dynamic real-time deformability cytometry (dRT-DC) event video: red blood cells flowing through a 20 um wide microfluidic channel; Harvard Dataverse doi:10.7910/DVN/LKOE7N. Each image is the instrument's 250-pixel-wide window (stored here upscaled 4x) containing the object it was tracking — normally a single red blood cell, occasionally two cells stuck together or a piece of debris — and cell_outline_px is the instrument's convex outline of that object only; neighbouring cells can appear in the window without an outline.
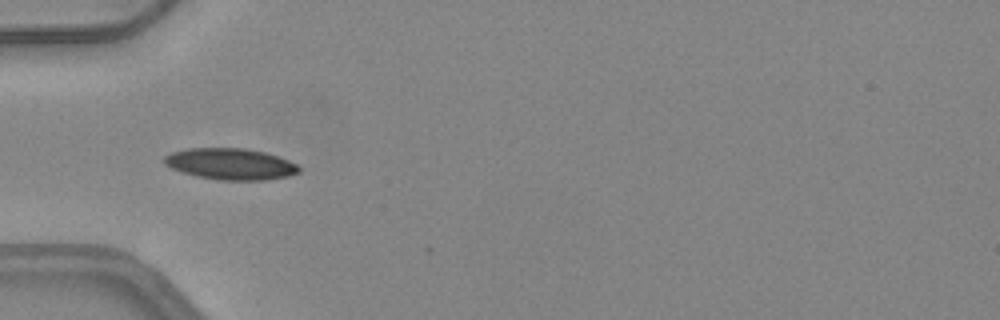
{"species": "common noctule bat (a hibernating species)", "species_latin": "Nyctalus noctula", "temperature_condition": "warm", "stored_images_in_passage": 34, "camera_frame_rate_fps": 3000, "um_per_image_px": 0.085, "animal": {"sex": "female", "body_mass_g": 24.6, "forearm_length_mm": 56.2}, "frame": {"image": 1, "passage_image": 1, "time_ms": 0.0, "image_size_px": [1000, 320], "cell_outline_px": [[300, 172], [288, 176], [268, 180], [220, 180], [196, 176], [172, 168], [164, 164], [164, 156], [172, 152], [188, 148], [244, 148], [264, 152], [288, 160], [296, 164], [300, 168]], "centroid_in_image_um": [19.6, 13.94], "position_along_channel_um": 65.4, "area_um2": 24.51}}
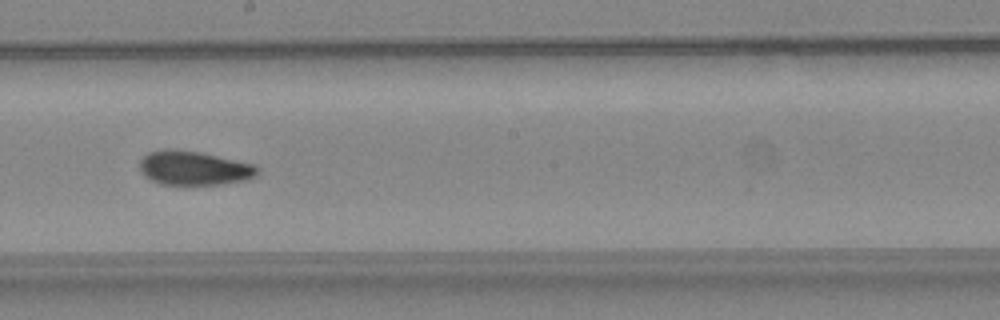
{"frame": {"image": 2, "passage_image": 13, "time_ms": 4.0, "image_size_px": [1000, 320], "cell_outline_px": [[260, 172], [256, 176], [248, 180], [220, 184], [160, 184], [144, 176], [140, 172], [140, 160], [148, 152], [168, 148], [172, 148], [200, 152], [256, 164], [260, 168]], "centroid_in_image_um": [16.52, 14.28], "position_along_channel_um": 231.7, "area_um2": 23.7}}
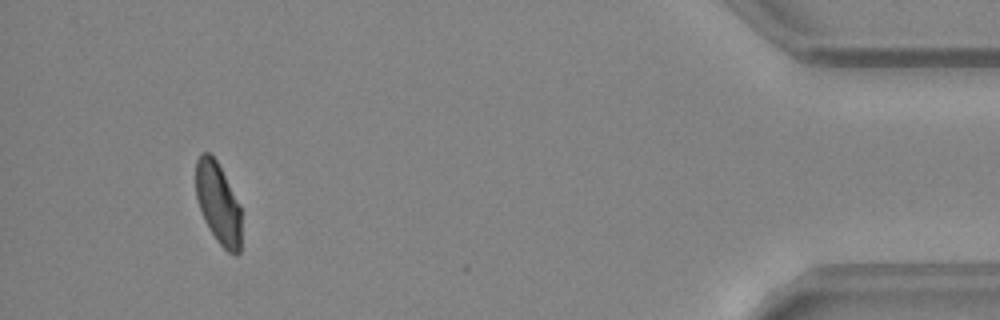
{"frame": {"image": 3, "passage_image": 31, "time_ms": 10.0, "image_size_px": [1000, 320], "cell_outline_px": [[240, 252], [236, 256], [228, 252], [216, 240], [204, 220], [196, 196], [196, 160], [200, 152], [208, 152], [216, 160], [240, 204]], "centroid_in_image_um": [18.54, 17.28], "position_along_channel_um": 416.7, "area_um2": 21.44}, "authors_computed_cell_mechanics": {"area_um2": 23.2067, "velocity_mm_per_s": 4.1794, "shape_relaxation_time_tau1_ms": 4.0385, "shape_relaxation_time_tau2_ms": 2.8477, "deformation_change_tau1": 0.1509, "deformation_change_tau2": 0.0913}}